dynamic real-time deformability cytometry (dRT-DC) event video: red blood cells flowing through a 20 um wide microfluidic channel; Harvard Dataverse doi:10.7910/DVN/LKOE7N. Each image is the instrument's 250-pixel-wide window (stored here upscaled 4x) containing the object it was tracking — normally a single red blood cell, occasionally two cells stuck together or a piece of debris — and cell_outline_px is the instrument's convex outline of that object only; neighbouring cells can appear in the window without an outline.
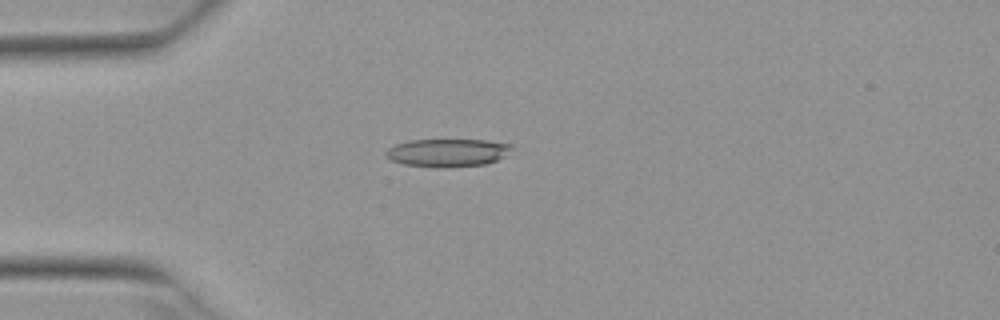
{"species": "Egyptian fruit bat (a non-hibernating species)", "species_latin": "Rousettus aegyptiacus", "temperature_condition": "warm", "stored_images_in_passage": 4, "camera_frame_rate_fps": 3000, "um_per_image_px": 0.085, "animal": {"sex": "female"}, "frame": {"image": 1, "passage_image": 3, "time_ms": 0.667, "image_size_px": [1000, 320], "cell_outline_px": [[512, 148], [504, 156], [496, 160], [484, 164], [448, 168], [436, 168], [404, 164], [392, 160], [384, 156], [384, 152], [388, 148], [396, 144], [408, 140], [488, 140], [512, 144]], "centroid_in_image_um": [38.01, 12.98], "position_along_channel_um": 47.0, "area_um2": 20.63}}